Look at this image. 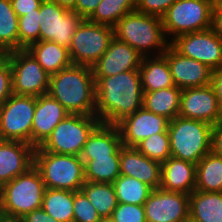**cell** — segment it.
Wrapping results in <instances>:
<instances>
[{
  "label": "cell",
  "instance_id": "obj_27",
  "mask_svg": "<svg viewBox=\"0 0 222 222\" xmlns=\"http://www.w3.org/2000/svg\"><path fill=\"white\" fill-rule=\"evenodd\" d=\"M182 90L176 86L153 92H143V107L172 120L179 115Z\"/></svg>",
  "mask_w": 222,
  "mask_h": 222
},
{
  "label": "cell",
  "instance_id": "obj_33",
  "mask_svg": "<svg viewBox=\"0 0 222 222\" xmlns=\"http://www.w3.org/2000/svg\"><path fill=\"white\" fill-rule=\"evenodd\" d=\"M135 10L136 0H101L88 20L114 27L124 15Z\"/></svg>",
  "mask_w": 222,
  "mask_h": 222
},
{
  "label": "cell",
  "instance_id": "obj_50",
  "mask_svg": "<svg viewBox=\"0 0 222 222\" xmlns=\"http://www.w3.org/2000/svg\"><path fill=\"white\" fill-rule=\"evenodd\" d=\"M213 15H222V0H216L213 4Z\"/></svg>",
  "mask_w": 222,
  "mask_h": 222
},
{
  "label": "cell",
  "instance_id": "obj_12",
  "mask_svg": "<svg viewBox=\"0 0 222 222\" xmlns=\"http://www.w3.org/2000/svg\"><path fill=\"white\" fill-rule=\"evenodd\" d=\"M84 18L51 0L40 5V41H53L69 49L72 37Z\"/></svg>",
  "mask_w": 222,
  "mask_h": 222
},
{
  "label": "cell",
  "instance_id": "obj_4",
  "mask_svg": "<svg viewBox=\"0 0 222 222\" xmlns=\"http://www.w3.org/2000/svg\"><path fill=\"white\" fill-rule=\"evenodd\" d=\"M45 184L33 165L25 173L0 187V213L23 218L42 206Z\"/></svg>",
  "mask_w": 222,
  "mask_h": 222
},
{
  "label": "cell",
  "instance_id": "obj_21",
  "mask_svg": "<svg viewBox=\"0 0 222 222\" xmlns=\"http://www.w3.org/2000/svg\"><path fill=\"white\" fill-rule=\"evenodd\" d=\"M120 174L134 177L153 190L161 186V164L144 156L136 147L120 148Z\"/></svg>",
  "mask_w": 222,
  "mask_h": 222
},
{
  "label": "cell",
  "instance_id": "obj_1",
  "mask_svg": "<svg viewBox=\"0 0 222 222\" xmlns=\"http://www.w3.org/2000/svg\"><path fill=\"white\" fill-rule=\"evenodd\" d=\"M95 115L101 123L116 125L143 107L139 70L124 71L109 77H94Z\"/></svg>",
  "mask_w": 222,
  "mask_h": 222
},
{
  "label": "cell",
  "instance_id": "obj_39",
  "mask_svg": "<svg viewBox=\"0 0 222 222\" xmlns=\"http://www.w3.org/2000/svg\"><path fill=\"white\" fill-rule=\"evenodd\" d=\"M175 1L177 0H136V10L162 18Z\"/></svg>",
  "mask_w": 222,
  "mask_h": 222
},
{
  "label": "cell",
  "instance_id": "obj_30",
  "mask_svg": "<svg viewBox=\"0 0 222 222\" xmlns=\"http://www.w3.org/2000/svg\"><path fill=\"white\" fill-rule=\"evenodd\" d=\"M81 191L86 195L101 218L111 217L118 205L113 183L85 181Z\"/></svg>",
  "mask_w": 222,
  "mask_h": 222
},
{
  "label": "cell",
  "instance_id": "obj_29",
  "mask_svg": "<svg viewBox=\"0 0 222 222\" xmlns=\"http://www.w3.org/2000/svg\"><path fill=\"white\" fill-rule=\"evenodd\" d=\"M85 179L90 182L113 183L120 174V156L80 157Z\"/></svg>",
  "mask_w": 222,
  "mask_h": 222
},
{
  "label": "cell",
  "instance_id": "obj_46",
  "mask_svg": "<svg viewBox=\"0 0 222 222\" xmlns=\"http://www.w3.org/2000/svg\"><path fill=\"white\" fill-rule=\"evenodd\" d=\"M212 29L222 39V15H213Z\"/></svg>",
  "mask_w": 222,
  "mask_h": 222
},
{
  "label": "cell",
  "instance_id": "obj_6",
  "mask_svg": "<svg viewBox=\"0 0 222 222\" xmlns=\"http://www.w3.org/2000/svg\"><path fill=\"white\" fill-rule=\"evenodd\" d=\"M34 166L46 188L80 191L85 184L84 162L79 156L34 151Z\"/></svg>",
  "mask_w": 222,
  "mask_h": 222
},
{
  "label": "cell",
  "instance_id": "obj_16",
  "mask_svg": "<svg viewBox=\"0 0 222 222\" xmlns=\"http://www.w3.org/2000/svg\"><path fill=\"white\" fill-rule=\"evenodd\" d=\"M214 126L222 119L217 97L210 85L182 89L179 115Z\"/></svg>",
  "mask_w": 222,
  "mask_h": 222
},
{
  "label": "cell",
  "instance_id": "obj_42",
  "mask_svg": "<svg viewBox=\"0 0 222 222\" xmlns=\"http://www.w3.org/2000/svg\"><path fill=\"white\" fill-rule=\"evenodd\" d=\"M101 0H77L73 11L84 19H88L96 10Z\"/></svg>",
  "mask_w": 222,
  "mask_h": 222
},
{
  "label": "cell",
  "instance_id": "obj_5",
  "mask_svg": "<svg viewBox=\"0 0 222 222\" xmlns=\"http://www.w3.org/2000/svg\"><path fill=\"white\" fill-rule=\"evenodd\" d=\"M213 126L207 122L177 116L169 121L171 157L197 164L211 152Z\"/></svg>",
  "mask_w": 222,
  "mask_h": 222
},
{
  "label": "cell",
  "instance_id": "obj_7",
  "mask_svg": "<svg viewBox=\"0 0 222 222\" xmlns=\"http://www.w3.org/2000/svg\"><path fill=\"white\" fill-rule=\"evenodd\" d=\"M100 123L96 115L69 114L53 129L46 141L34 151L80 157L89 135Z\"/></svg>",
  "mask_w": 222,
  "mask_h": 222
},
{
  "label": "cell",
  "instance_id": "obj_15",
  "mask_svg": "<svg viewBox=\"0 0 222 222\" xmlns=\"http://www.w3.org/2000/svg\"><path fill=\"white\" fill-rule=\"evenodd\" d=\"M169 119L141 107L127 115L116 125L119 129L122 145L136 147L145 138L168 130Z\"/></svg>",
  "mask_w": 222,
  "mask_h": 222
},
{
  "label": "cell",
  "instance_id": "obj_45",
  "mask_svg": "<svg viewBox=\"0 0 222 222\" xmlns=\"http://www.w3.org/2000/svg\"><path fill=\"white\" fill-rule=\"evenodd\" d=\"M23 222H59L51 217L42 208L29 212L25 217L22 218Z\"/></svg>",
  "mask_w": 222,
  "mask_h": 222
},
{
  "label": "cell",
  "instance_id": "obj_18",
  "mask_svg": "<svg viewBox=\"0 0 222 222\" xmlns=\"http://www.w3.org/2000/svg\"><path fill=\"white\" fill-rule=\"evenodd\" d=\"M169 64L173 82L182 89L210 85L212 69L207 65L181 55L171 45L163 54Z\"/></svg>",
  "mask_w": 222,
  "mask_h": 222
},
{
  "label": "cell",
  "instance_id": "obj_34",
  "mask_svg": "<svg viewBox=\"0 0 222 222\" xmlns=\"http://www.w3.org/2000/svg\"><path fill=\"white\" fill-rule=\"evenodd\" d=\"M0 48L19 50L18 16L10 0H0Z\"/></svg>",
  "mask_w": 222,
  "mask_h": 222
},
{
  "label": "cell",
  "instance_id": "obj_20",
  "mask_svg": "<svg viewBox=\"0 0 222 222\" xmlns=\"http://www.w3.org/2000/svg\"><path fill=\"white\" fill-rule=\"evenodd\" d=\"M34 150L25 142L0 140V187L34 165Z\"/></svg>",
  "mask_w": 222,
  "mask_h": 222
},
{
  "label": "cell",
  "instance_id": "obj_36",
  "mask_svg": "<svg viewBox=\"0 0 222 222\" xmlns=\"http://www.w3.org/2000/svg\"><path fill=\"white\" fill-rule=\"evenodd\" d=\"M40 8L18 17L19 49L40 41Z\"/></svg>",
  "mask_w": 222,
  "mask_h": 222
},
{
  "label": "cell",
  "instance_id": "obj_37",
  "mask_svg": "<svg viewBox=\"0 0 222 222\" xmlns=\"http://www.w3.org/2000/svg\"><path fill=\"white\" fill-rule=\"evenodd\" d=\"M73 222H99L100 216L86 195L80 190L73 192Z\"/></svg>",
  "mask_w": 222,
  "mask_h": 222
},
{
  "label": "cell",
  "instance_id": "obj_28",
  "mask_svg": "<svg viewBox=\"0 0 222 222\" xmlns=\"http://www.w3.org/2000/svg\"><path fill=\"white\" fill-rule=\"evenodd\" d=\"M195 190L222 192V158L212 151L196 164Z\"/></svg>",
  "mask_w": 222,
  "mask_h": 222
},
{
  "label": "cell",
  "instance_id": "obj_8",
  "mask_svg": "<svg viewBox=\"0 0 222 222\" xmlns=\"http://www.w3.org/2000/svg\"><path fill=\"white\" fill-rule=\"evenodd\" d=\"M213 3L207 0H177L162 17L165 34L177 36L212 28Z\"/></svg>",
  "mask_w": 222,
  "mask_h": 222
},
{
  "label": "cell",
  "instance_id": "obj_17",
  "mask_svg": "<svg viewBox=\"0 0 222 222\" xmlns=\"http://www.w3.org/2000/svg\"><path fill=\"white\" fill-rule=\"evenodd\" d=\"M143 56L126 42L111 39L107 51L92 66L94 77H109L124 71L139 70Z\"/></svg>",
  "mask_w": 222,
  "mask_h": 222
},
{
  "label": "cell",
  "instance_id": "obj_38",
  "mask_svg": "<svg viewBox=\"0 0 222 222\" xmlns=\"http://www.w3.org/2000/svg\"><path fill=\"white\" fill-rule=\"evenodd\" d=\"M111 218L114 222H147L143 205L118 203Z\"/></svg>",
  "mask_w": 222,
  "mask_h": 222
},
{
  "label": "cell",
  "instance_id": "obj_13",
  "mask_svg": "<svg viewBox=\"0 0 222 222\" xmlns=\"http://www.w3.org/2000/svg\"><path fill=\"white\" fill-rule=\"evenodd\" d=\"M170 45L181 55L193 58L212 70L222 68V39L212 28L171 39Z\"/></svg>",
  "mask_w": 222,
  "mask_h": 222
},
{
  "label": "cell",
  "instance_id": "obj_9",
  "mask_svg": "<svg viewBox=\"0 0 222 222\" xmlns=\"http://www.w3.org/2000/svg\"><path fill=\"white\" fill-rule=\"evenodd\" d=\"M114 28L84 19L68 49L72 64L92 66L107 51Z\"/></svg>",
  "mask_w": 222,
  "mask_h": 222
},
{
  "label": "cell",
  "instance_id": "obj_23",
  "mask_svg": "<svg viewBox=\"0 0 222 222\" xmlns=\"http://www.w3.org/2000/svg\"><path fill=\"white\" fill-rule=\"evenodd\" d=\"M122 146L117 125L100 123L89 135L80 157L120 156Z\"/></svg>",
  "mask_w": 222,
  "mask_h": 222
},
{
  "label": "cell",
  "instance_id": "obj_2",
  "mask_svg": "<svg viewBox=\"0 0 222 222\" xmlns=\"http://www.w3.org/2000/svg\"><path fill=\"white\" fill-rule=\"evenodd\" d=\"M47 94L70 114L95 115V79L90 66L71 64L51 75Z\"/></svg>",
  "mask_w": 222,
  "mask_h": 222
},
{
  "label": "cell",
  "instance_id": "obj_10",
  "mask_svg": "<svg viewBox=\"0 0 222 222\" xmlns=\"http://www.w3.org/2000/svg\"><path fill=\"white\" fill-rule=\"evenodd\" d=\"M36 97L12 94L0 105V140L31 144Z\"/></svg>",
  "mask_w": 222,
  "mask_h": 222
},
{
  "label": "cell",
  "instance_id": "obj_3",
  "mask_svg": "<svg viewBox=\"0 0 222 222\" xmlns=\"http://www.w3.org/2000/svg\"><path fill=\"white\" fill-rule=\"evenodd\" d=\"M114 36L133 47L143 57L149 56L151 49L160 50L163 55L170 45L167 42L162 18L143 14L137 10L124 15L113 27Z\"/></svg>",
  "mask_w": 222,
  "mask_h": 222
},
{
  "label": "cell",
  "instance_id": "obj_41",
  "mask_svg": "<svg viewBox=\"0 0 222 222\" xmlns=\"http://www.w3.org/2000/svg\"><path fill=\"white\" fill-rule=\"evenodd\" d=\"M18 17L39 9L43 0H10Z\"/></svg>",
  "mask_w": 222,
  "mask_h": 222
},
{
  "label": "cell",
  "instance_id": "obj_11",
  "mask_svg": "<svg viewBox=\"0 0 222 222\" xmlns=\"http://www.w3.org/2000/svg\"><path fill=\"white\" fill-rule=\"evenodd\" d=\"M8 60L12 70L13 94L34 97L47 94L50 75L27 49L11 51Z\"/></svg>",
  "mask_w": 222,
  "mask_h": 222
},
{
  "label": "cell",
  "instance_id": "obj_25",
  "mask_svg": "<svg viewBox=\"0 0 222 222\" xmlns=\"http://www.w3.org/2000/svg\"><path fill=\"white\" fill-rule=\"evenodd\" d=\"M189 218L194 222H222V192L194 190L189 195Z\"/></svg>",
  "mask_w": 222,
  "mask_h": 222
},
{
  "label": "cell",
  "instance_id": "obj_52",
  "mask_svg": "<svg viewBox=\"0 0 222 222\" xmlns=\"http://www.w3.org/2000/svg\"><path fill=\"white\" fill-rule=\"evenodd\" d=\"M207 1H209V2L214 4L216 0H207Z\"/></svg>",
  "mask_w": 222,
  "mask_h": 222
},
{
  "label": "cell",
  "instance_id": "obj_32",
  "mask_svg": "<svg viewBox=\"0 0 222 222\" xmlns=\"http://www.w3.org/2000/svg\"><path fill=\"white\" fill-rule=\"evenodd\" d=\"M113 185L118 203L144 205L153 190L138 179L126 175H120Z\"/></svg>",
  "mask_w": 222,
  "mask_h": 222
},
{
  "label": "cell",
  "instance_id": "obj_24",
  "mask_svg": "<svg viewBox=\"0 0 222 222\" xmlns=\"http://www.w3.org/2000/svg\"><path fill=\"white\" fill-rule=\"evenodd\" d=\"M147 57L142 58L139 68L143 92L175 86L166 57L164 55H156L153 59Z\"/></svg>",
  "mask_w": 222,
  "mask_h": 222
},
{
  "label": "cell",
  "instance_id": "obj_43",
  "mask_svg": "<svg viewBox=\"0 0 222 222\" xmlns=\"http://www.w3.org/2000/svg\"><path fill=\"white\" fill-rule=\"evenodd\" d=\"M211 151L222 158V120L212 128Z\"/></svg>",
  "mask_w": 222,
  "mask_h": 222
},
{
  "label": "cell",
  "instance_id": "obj_14",
  "mask_svg": "<svg viewBox=\"0 0 222 222\" xmlns=\"http://www.w3.org/2000/svg\"><path fill=\"white\" fill-rule=\"evenodd\" d=\"M147 222H185L189 219V195L162 189L152 190L144 203Z\"/></svg>",
  "mask_w": 222,
  "mask_h": 222
},
{
  "label": "cell",
  "instance_id": "obj_44",
  "mask_svg": "<svg viewBox=\"0 0 222 222\" xmlns=\"http://www.w3.org/2000/svg\"><path fill=\"white\" fill-rule=\"evenodd\" d=\"M210 86L217 97L219 108L222 111V68L212 71Z\"/></svg>",
  "mask_w": 222,
  "mask_h": 222
},
{
  "label": "cell",
  "instance_id": "obj_35",
  "mask_svg": "<svg viewBox=\"0 0 222 222\" xmlns=\"http://www.w3.org/2000/svg\"><path fill=\"white\" fill-rule=\"evenodd\" d=\"M136 148L144 156L162 164L171 157L170 136L168 130L145 138L136 146Z\"/></svg>",
  "mask_w": 222,
  "mask_h": 222
},
{
  "label": "cell",
  "instance_id": "obj_40",
  "mask_svg": "<svg viewBox=\"0 0 222 222\" xmlns=\"http://www.w3.org/2000/svg\"><path fill=\"white\" fill-rule=\"evenodd\" d=\"M13 94L12 70L9 60L0 68V105Z\"/></svg>",
  "mask_w": 222,
  "mask_h": 222
},
{
  "label": "cell",
  "instance_id": "obj_22",
  "mask_svg": "<svg viewBox=\"0 0 222 222\" xmlns=\"http://www.w3.org/2000/svg\"><path fill=\"white\" fill-rule=\"evenodd\" d=\"M196 185V164L169 157L161 164V188L190 195Z\"/></svg>",
  "mask_w": 222,
  "mask_h": 222
},
{
  "label": "cell",
  "instance_id": "obj_26",
  "mask_svg": "<svg viewBox=\"0 0 222 222\" xmlns=\"http://www.w3.org/2000/svg\"><path fill=\"white\" fill-rule=\"evenodd\" d=\"M27 50L50 76L72 64L68 49L53 41L35 42Z\"/></svg>",
  "mask_w": 222,
  "mask_h": 222
},
{
  "label": "cell",
  "instance_id": "obj_47",
  "mask_svg": "<svg viewBox=\"0 0 222 222\" xmlns=\"http://www.w3.org/2000/svg\"><path fill=\"white\" fill-rule=\"evenodd\" d=\"M51 1L58 3L61 7H64L69 10H73L77 2V0H51Z\"/></svg>",
  "mask_w": 222,
  "mask_h": 222
},
{
  "label": "cell",
  "instance_id": "obj_19",
  "mask_svg": "<svg viewBox=\"0 0 222 222\" xmlns=\"http://www.w3.org/2000/svg\"><path fill=\"white\" fill-rule=\"evenodd\" d=\"M70 113L48 94L36 97L35 113L31 128V145L40 147L53 129Z\"/></svg>",
  "mask_w": 222,
  "mask_h": 222
},
{
  "label": "cell",
  "instance_id": "obj_48",
  "mask_svg": "<svg viewBox=\"0 0 222 222\" xmlns=\"http://www.w3.org/2000/svg\"><path fill=\"white\" fill-rule=\"evenodd\" d=\"M10 52L0 48V68L8 61Z\"/></svg>",
  "mask_w": 222,
  "mask_h": 222
},
{
  "label": "cell",
  "instance_id": "obj_53",
  "mask_svg": "<svg viewBox=\"0 0 222 222\" xmlns=\"http://www.w3.org/2000/svg\"><path fill=\"white\" fill-rule=\"evenodd\" d=\"M185 222H194V221H192V220L189 218V219L186 220Z\"/></svg>",
  "mask_w": 222,
  "mask_h": 222
},
{
  "label": "cell",
  "instance_id": "obj_49",
  "mask_svg": "<svg viewBox=\"0 0 222 222\" xmlns=\"http://www.w3.org/2000/svg\"><path fill=\"white\" fill-rule=\"evenodd\" d=\"M0 222H23L22 218L6 216L0 213Z\"/></svg>",
  "mask_w": 222,
  "mask_h": 222
},
{
  "label": "cell",
  "instance_id": "obj_31",
  "mask_svg": "<svg viewBox=\"0 0 222 222\" xmlns=\"http://www.w3.org/2000/svg\"><path fill=\"white\" fill-rule=\"evenodd\" d=\"M41 208L59 222H73V191L46 188Z\"/></svg>",
  "mask_w": 222,
  "mask_h": 222
},
{
  "label": "cell",
  "instance_id": "obj_51",
  "mask_svg": "<svg viewBox=\"0 0 222 222\" xmlns=\"http://www.w3.org/2000/svg\"><path fill=\"white\" fill-rule=\"evenodd\" d=\"M99 222H114L111 217L100 218Z\"/></svg>",
  "mask_w": 222,
  "mask_h": 222
}]
</instances>
